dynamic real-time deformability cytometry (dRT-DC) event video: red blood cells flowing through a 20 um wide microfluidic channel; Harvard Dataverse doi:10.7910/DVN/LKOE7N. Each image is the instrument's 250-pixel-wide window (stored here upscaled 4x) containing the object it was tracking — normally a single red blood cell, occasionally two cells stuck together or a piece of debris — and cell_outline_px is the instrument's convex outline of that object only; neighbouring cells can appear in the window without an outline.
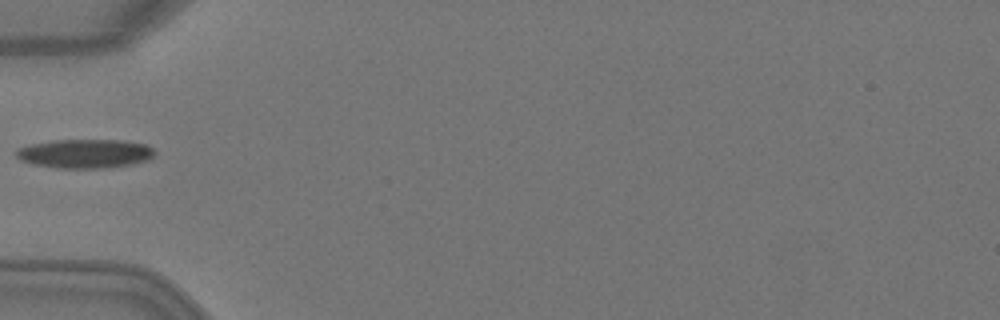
{"species": "Egyptian fruit bat (a non-hibernating species)", "species_latin": "Rousettus aegyptiacus", "temperature_condition": "warm", "stored_images_in_passage": 2, "camera_frame_rate_fps": 3000, "um_per_image_px": 0.085, "animal": {"sex": "female"}, "frame": {"image": 1, "passage_image": 2, "time_ms": 0.333, "image_size_px": [1000, 320], "cell_outline_px": [[156, 152], [148, 160], [132, 164], [108, 168], [56, 168], [32, 164], [20, 160], [16, 156], [16, 148], [32, 144], [52, 140], [124, 140], [144, 144], [152, 148]], "centroid_in_image_um": [7.21, 13.06], "position_along_channel_um": 77.8, "area_um2": 23.52}}